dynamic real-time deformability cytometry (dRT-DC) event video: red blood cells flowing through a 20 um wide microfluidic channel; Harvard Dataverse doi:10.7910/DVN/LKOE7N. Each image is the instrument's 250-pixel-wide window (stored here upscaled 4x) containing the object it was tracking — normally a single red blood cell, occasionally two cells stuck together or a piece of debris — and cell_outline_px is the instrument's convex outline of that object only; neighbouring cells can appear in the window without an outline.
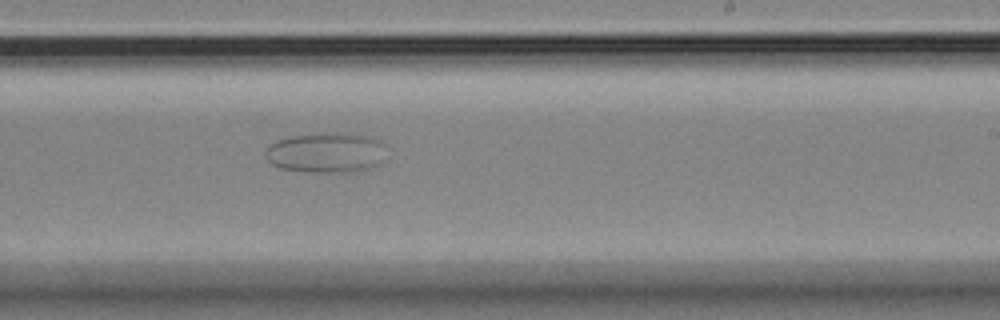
{"species": "Egyptian fruit bat (a non-hibernating species)", "species_latin": "Rousettus aegyptiacus", "temperature_condition": "room temperature", "stored_images_in_passage": 10, "camera_frame_rate_fps": 3000, "um_per_image_px": 0.085, "animal": {"sex": "female"}, "frame": {"image": 1, "passage_image": 10, "time_ms": 11.0, "image_size_px": [1000, 320], "cell_outline_px": [[380, 164], [368, 168], [352, 172], [312, 172], [280, 168], [272, 164], [264, 156], [264, 152], [276, 140], [292, 136], [332, 132], [352, 132], [372, 136], [380, 140]], "centroid_in_image_um": [27.67, 12.96], "position_along_channel_um": 261.3, "area_um2": 28.15}}